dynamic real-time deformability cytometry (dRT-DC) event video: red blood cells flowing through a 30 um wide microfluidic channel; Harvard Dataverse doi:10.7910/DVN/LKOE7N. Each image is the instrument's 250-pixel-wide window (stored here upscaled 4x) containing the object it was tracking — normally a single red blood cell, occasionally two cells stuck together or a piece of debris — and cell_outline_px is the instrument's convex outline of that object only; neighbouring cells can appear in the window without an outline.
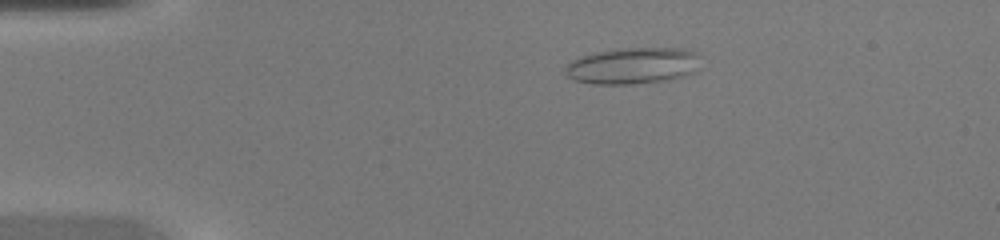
{"species": "common noctule bat (a hibernating species)", "species_latin": "Nyctalus noctula", "temperature_condition": "warm", "stored_images_in_passage": 37, "camera_frame_rate_fps": 3000, "um_per_image_px": 0.085, "animal": {"sex": "female", "body_mass_g": 20.0, "forearm_length_mm": 54.0}, "frame": {"image": 1, "passage_image": 1, "time_ms": 0.0, "image_size_px": [1000, 240], "cell_outline_px": [[700, 68], [696, 72], [668, 80], [632, 84], [592, 84], [572, 80], [564, 72], [564, 68], [572, 60], [596, 52], [616, 48], [688, 48], [696, 52], [700, 56]], "centroid_in_image_um": [53.84, 5.58], "position_along_channel_um": 31.2, "area_um2": 29.19}}
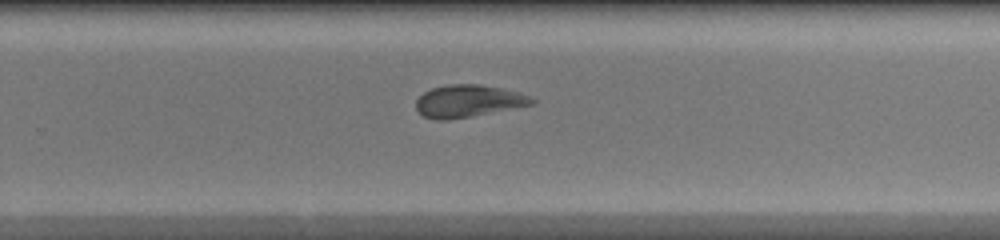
{"frame": {"image": 2, "passage_image": 22, "time_ms": 7.0, "image_size_px": [1000, 240], "cell_outline_px": [[536, 104], [448, 120], [436, 120], [424, 116], [416, 108], [416, 100], [424, 92], [432, 88], [448, 84], [480, 84], [500, 88], [516, 92], [528, 96], [536, 100]], "centroid_in_image_um": [39.79, 8.59], "position_along_channel_um": 290.0, "area_um2": 21.56}}
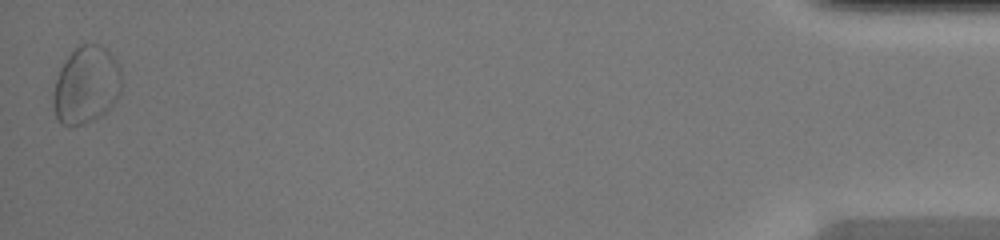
{"frame": {"image": 3, "passage_image": 37, "time_ms": 12.0, "image_size_px": [1000, 240], "cell_outline_px": [[120, 92], [112, 104], [100, 116], [92, 120], [68, 128], [60, 124], [52, 108], [52, 96], [56, 80], [60, 68], [68, 56], [80, 44], [96, 44], [104, 48], [116, 60], [120, 68]], "centroid_in_image_um": [7.28, 7.26], "position_along_channel_um": 427.9, "area_um2": 30.63}}